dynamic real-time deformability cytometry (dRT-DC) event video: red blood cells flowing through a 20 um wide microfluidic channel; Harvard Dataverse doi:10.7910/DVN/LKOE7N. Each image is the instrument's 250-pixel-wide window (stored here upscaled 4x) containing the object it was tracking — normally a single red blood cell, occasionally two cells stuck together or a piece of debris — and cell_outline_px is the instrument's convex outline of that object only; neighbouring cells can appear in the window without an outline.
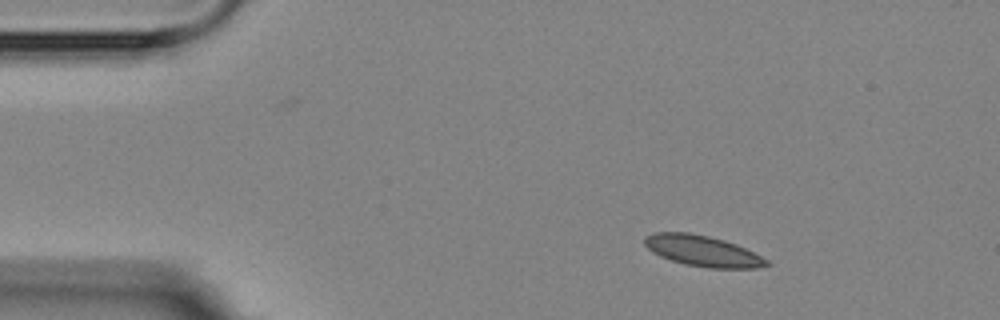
{"species": "Egyptian fruit bat (a non-hibernating species)", "species_latin": "Rousettus aegyptiacus", "temperature_condition": "room temperature", "stored_images_in_passage": 5, "segment_of_instrument_passage": [1, 2], "camera_frame_rate_fps": 3000, "um_per_image_px": 0.085, "animal": {"sex": "female"}, "frame": {"image": 1, "passage_image": 2, "time_ms": 1.333, "image_size_px": [1000, 320], "cell_outline_px": [[772, 264], [760, 268], [708, 268], [684, 264], [660, 256], [652, 252], [644, 244], [644, 236], [652, 232], [688, 232], [708, 236], [724, 240], [736, 244], [768, 260]], "centroid_in_image_um": [59.7, 21.33], "position_along_channel_um": 25.3, "area_um2": 21.96}}